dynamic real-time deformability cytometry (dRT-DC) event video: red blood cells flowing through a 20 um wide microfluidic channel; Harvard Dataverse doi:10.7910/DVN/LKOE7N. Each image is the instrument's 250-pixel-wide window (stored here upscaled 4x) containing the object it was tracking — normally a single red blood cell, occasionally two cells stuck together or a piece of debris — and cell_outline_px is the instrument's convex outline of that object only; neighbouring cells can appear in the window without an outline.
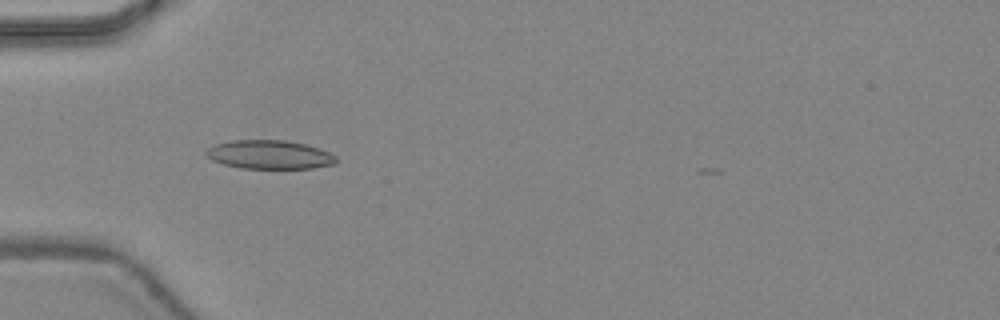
{"species": "common noctule bat (a hibernating species)", "species_latin": "Nyctalus noctula", "temperature_condition": "warm", "stored_images_in_passage": 9, "camera_frame_rate_fps": 3000, "um_per_image_px": 0.085, "animal": {"sex": "female", "body_mass_g": 24.6, "forearm_length_mm": 56.2}, "frame": {"image": 1, "passage_image": 3, "time_ms": 0.667, "image_size_px": [1000, 320], "cell_outline_px": [[336, 164], [312, 168], [240, 168], [224, 164], [212, 160], [204, 156], [204, 152], [208, 148], [216, 144], [232, 140], [288, 140], [304, 144], [328, 152], [336, 156]], "centroid_in_image_um": [22.87, 13.14], "position_along_channel_um": 62.1, "area_um2": 21.73}}
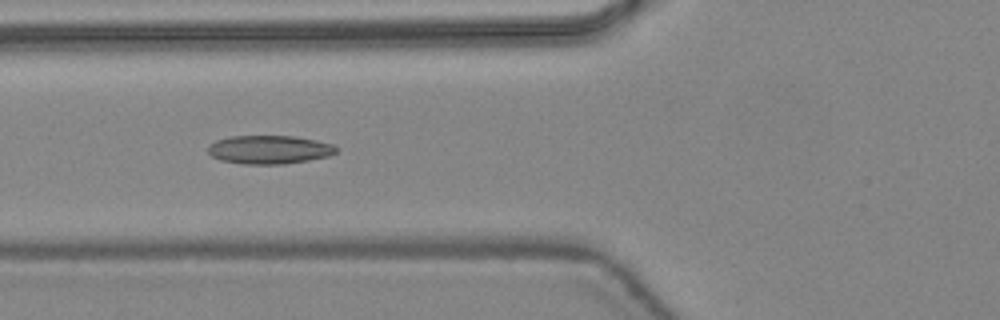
{"frame": {"image": 2, "passage_image": 6, "time_ms": 1.667, "image_size_px": [1000, 320], "cell_outline_px": [[336, 152], [328, 156], [308, 160], [284, 164], [244, 164], [220, 160], [212, 156], [208, 152], [208, 144], [216, 140], [228, 136], [296, 136], [316, 140], [332, 144], [336, 148]], "centroid_in_image_um": [22.85, 12.71], "position_along_channel_um": 103.0, "area_um2": 21.33}}